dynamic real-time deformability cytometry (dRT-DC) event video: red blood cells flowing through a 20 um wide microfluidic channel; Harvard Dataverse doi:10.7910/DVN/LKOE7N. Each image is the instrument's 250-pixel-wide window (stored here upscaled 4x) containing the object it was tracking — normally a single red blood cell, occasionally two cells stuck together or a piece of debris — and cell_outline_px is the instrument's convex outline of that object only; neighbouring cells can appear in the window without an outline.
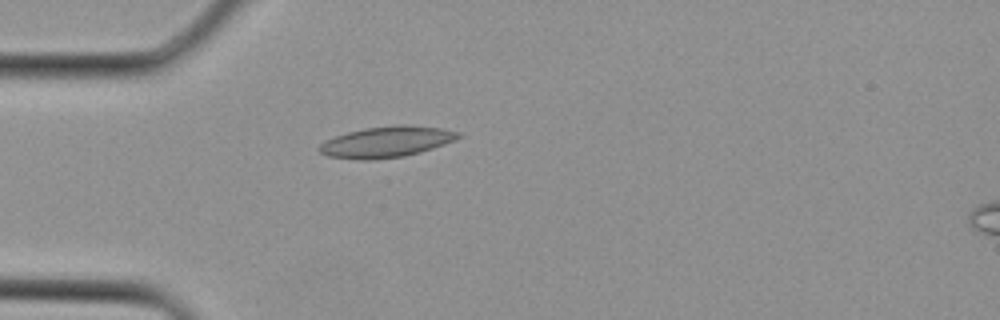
{"species": "Egyptian fruit bat (a non-hibernating species)", "species_latin": "Rousettus aegyptiacus", "temperature_condition": "cold", "stored_images_in_passage": 2, "camera_frame_rate_fps": 3000, "um_per_image_px": 0.085, "animal": {"sex": "female"}, "frame": {"image": 1, "passage_image": 1, "time_ms": 0.0, "image_size_px": [1000, 320], "cell_outline_px": [[464, 136], [456, 140], [420, 152], [404, 156], [372, 160], [360, 160], [328, 156], [320, 152], [316, 148], [324, 140], [348, 132], [364, 128], [400, 124], [404, 124], [440, 128], [460, 132]], "centroid_in_image_um": [32.85, 12.06], "position_along_channel_um": 52.1, "area_um2": 25.2}}